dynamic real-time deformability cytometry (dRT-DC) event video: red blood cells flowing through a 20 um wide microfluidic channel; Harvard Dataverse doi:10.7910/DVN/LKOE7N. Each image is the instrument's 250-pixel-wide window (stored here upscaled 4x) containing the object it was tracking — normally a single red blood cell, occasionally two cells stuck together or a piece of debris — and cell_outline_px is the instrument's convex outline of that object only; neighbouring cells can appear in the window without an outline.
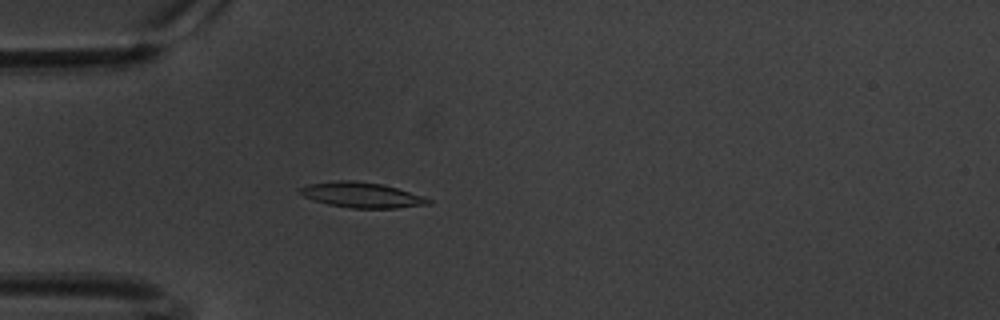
{"species": "common noctule bat (a hibernating species)", "species_latin": "Nyctalus noctula", "temperature_condition": "warm", "stored_images_in_passage": 60, "camera_frame_rate_fps": 3000, "um_per_image_px": 0.085, "animal": {"sex": "male", "body_mass_g": 20.1, "forearm_length_mm": 53.5}, "frame": {"image": 1, "passage_image": 17, "time_ms": 5.333, "image_size_px": [1000, 320], "cell_outline_px": [[432, 204], [396, 208], [352, 208], [328, 204], [304, 196], [300, 192], [300, 188], [308, 184], [340, 180], [352, 180], [380, 184], [396, 188], [424, 196], [432, 200]], "centroid_in_image_um": [30.8, 16.58], "position_along_channel_um": 54.2, "area_um2": 18.67}}
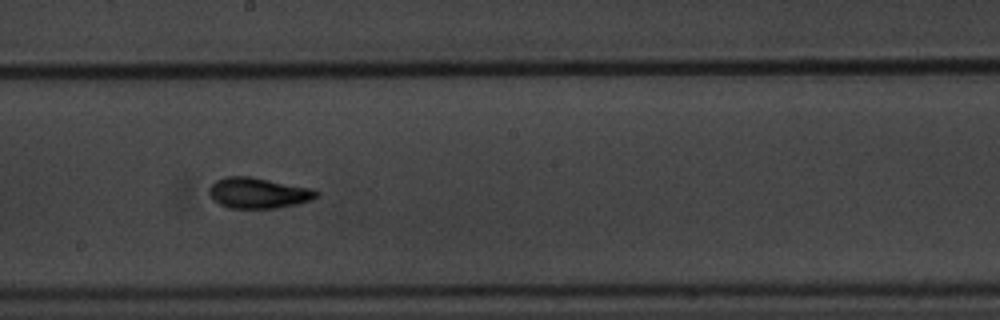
{"frame": {"image": 2, "passage_image": 33, "time_ms": 10.667, "image_size_px": [1000, 320], "cell_outline_px": [[320, 192], [312, 200], [296, 204], [276, 208], [228, 208], [212, 200], [208, 192], [208, 188], [216, 180], [224, 176], [252, 176], [312, 188]], "centroid_in_image_um": [21.93, 16.39], "position_along_channel_um": 226.3, "area_um2": 19.42}}
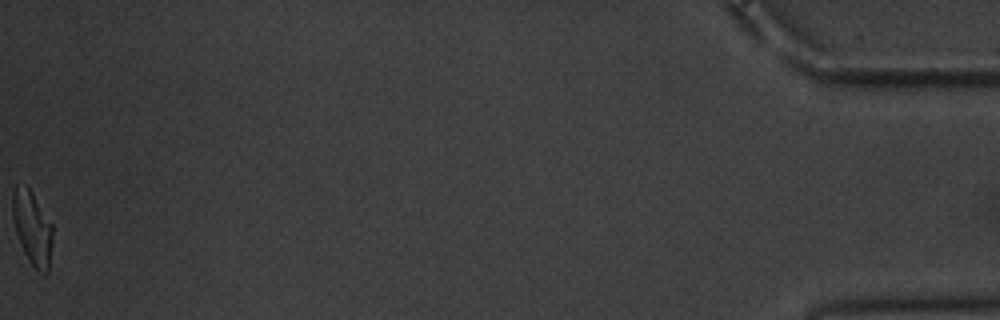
{"frame": {"image": 3, "passage_image": 60, "time_ms": 19.667, "image_size_px": [1000, 320], "cell_outline_px": [[52, 244], [48, 272], [44, 276], [28, 260], [24, 252], [16, 232], [12, 220], [12, 192], [16, 184], [24, 184], [32, 192], [52, 224]], "centroid_in_image_um": [2.73, 19.36], "position_along_channel_um": 432.5, "area_um2": 17.28}, "authors_computed_cell_mechanics": {"area_um2": 17.9758, "velocity_mm_per_s": 3.3686, "shape_relaxation_time_tau1_ms": 4.2301, "shape_relaxation_time_tau2_ms": 2.7502, "deformation_change_tau1": 0.1582, "deformation_change_tau2": 0.0895}}